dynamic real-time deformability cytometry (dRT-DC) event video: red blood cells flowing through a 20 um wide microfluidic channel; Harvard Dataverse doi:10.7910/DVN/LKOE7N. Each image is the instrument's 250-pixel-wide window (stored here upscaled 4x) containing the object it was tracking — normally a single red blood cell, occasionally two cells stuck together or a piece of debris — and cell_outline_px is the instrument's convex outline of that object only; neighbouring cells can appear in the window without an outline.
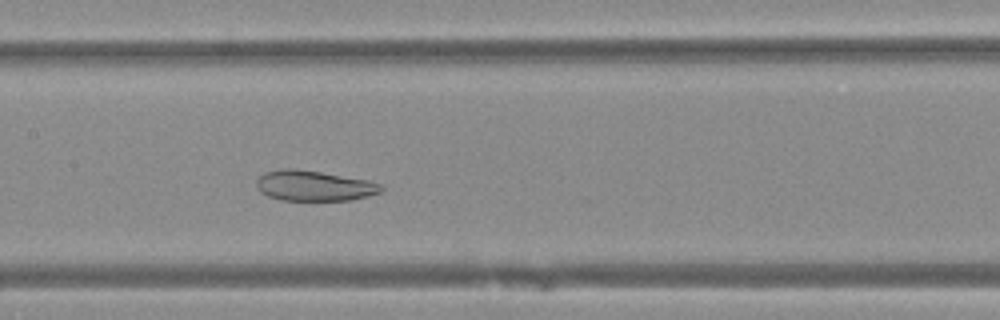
{"species": "Egyptian fruit bat (a non-hibernating species)", "species_latin": "Rousettus aegyptiacus", "temperature_condition": "warm", "stored_images_in_passage": 24, "camera_frame_rate_fps": 3000, "um_per_image_px": 0.085, "animal": {"sex": "female"}, "frame": {"image": 1, "passage_image": 15, "time_ms": 4.667, "image_size_px": [1000, 320], "cell_outline_px": [[384, 188], [380, 192], [368, 196], [352, 200], [280, 200], [268, 196], [260, 192], [256, 188], [256, 180], [264, 172], [288, 168], [292, 168], [320, 172], [368, 180], [384, 184]], "centroid_in_image_um": [26.7, 15.79], "position_along_channel_um": 180.7, "area_um2": 22.14}}
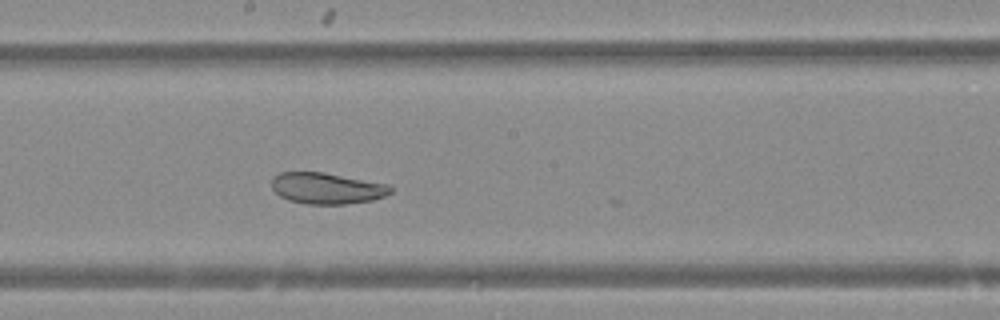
{"frame": {"image": 2, "passage_image": 18, "time_ms": 5.667, "image_size_px": [1000, 320], "cell_outline_px": [[392, 192], [384, 196], [372, 200], [348, 204], [308, 204], [288, 200], [280, 196], [272, 188], [272, 176], [280, 172], [324, 172], [388, 184], [392, 188]], "centroid_in_image_um": [27.77, 16.0], "position_along_channel_um": 220.4, "area_um2": 21.68}}
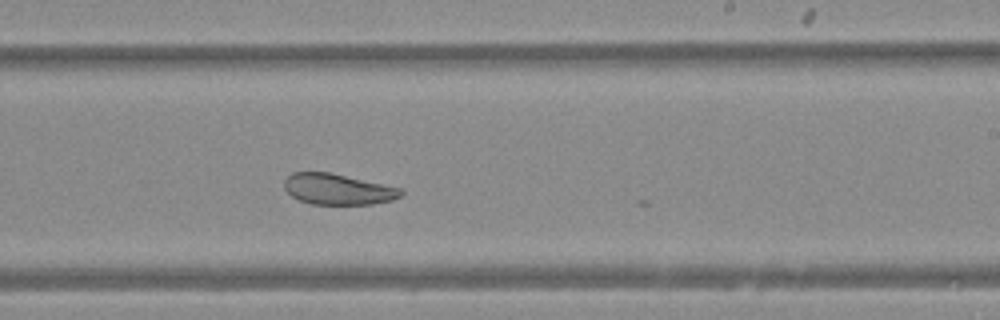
{"frame": {"image": 3, "passage_image": 21, "time_ms": 6.667, "image_size_px": [1000, 320], "cell_outline_px": [[404, 192], [400, 196], [392, 200], [372, 204], [312, 204], [300, 200], [292, 196], [284, 188], [284, 180], [292, 172], [328, 172], [404, 188]], "centroid_in_image_um": [28.74, 16.08], "position_along_channel_um": 260.3, "area_um2": 20.98}}